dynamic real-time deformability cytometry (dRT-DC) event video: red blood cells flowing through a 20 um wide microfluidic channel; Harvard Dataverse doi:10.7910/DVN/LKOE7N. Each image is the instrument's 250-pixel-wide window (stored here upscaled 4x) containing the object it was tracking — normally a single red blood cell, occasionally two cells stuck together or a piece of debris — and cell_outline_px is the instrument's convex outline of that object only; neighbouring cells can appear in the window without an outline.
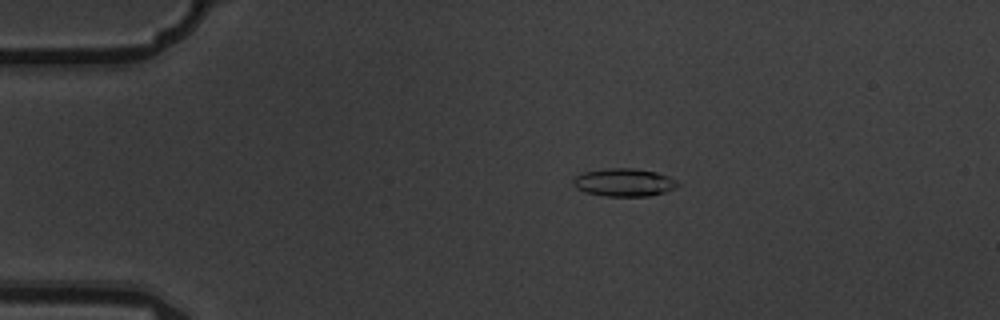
{"species": "common noctule bat (a hibernating species)", "species_latin": "Nyctalus noctula", "temperature_condition": "warm", "stored_images_in_passage": 7, "camera_frame_rate_fps": 3000, "um_per_image_px": 0.085, "animal": {"sex": "male", "body_mass_g": 19.5, "forearm_length_mm": 54.6}, "frame": {"image": 1, "passage_image": 4, "time_ms": 1.0, "image_size_px": [1000, 320], "cell_outline_px": [[680, 184], [664, 192], [648, 196], [604, 196], [588, 192], [576, 188], [572, 184], [572, 180], [576, 176], [584, 172], [608, 168], [632, 168], [656, 172], [668, 176], [676, 180]], "centroid_in_image_um": [53.02, 15.5], "position_along_channel_um": 32.0, "area_um2": 16.82}}
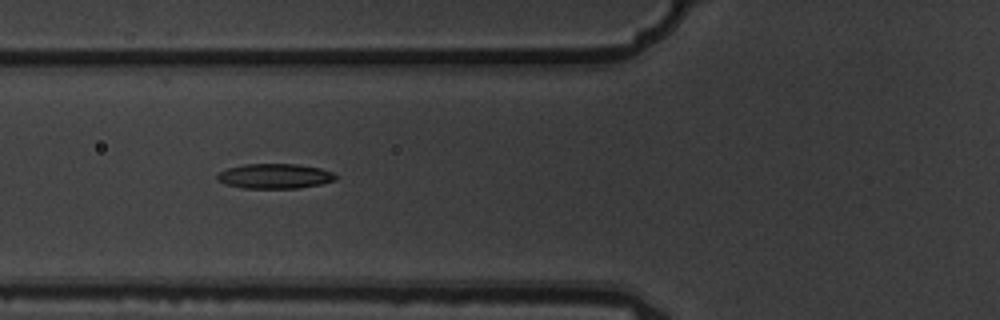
{"frame": {"image": 2, "passage_image": 7, "time_ms": 2.0, "image_size_px": [1000, 320], "cell_outline_px": [[336, 180], [320, 184], [296, 188], [240, 188], [224, 184], [216, 180], [216, 176], [220, 172], [228, 168], [244, 164], [296, 164], [320, 168], [332, 172], [336, 176]], "centroid_in_image_um": [23.31, 14.97], "position_along_channel_um": 102.5, "area_um2": 17.17}}